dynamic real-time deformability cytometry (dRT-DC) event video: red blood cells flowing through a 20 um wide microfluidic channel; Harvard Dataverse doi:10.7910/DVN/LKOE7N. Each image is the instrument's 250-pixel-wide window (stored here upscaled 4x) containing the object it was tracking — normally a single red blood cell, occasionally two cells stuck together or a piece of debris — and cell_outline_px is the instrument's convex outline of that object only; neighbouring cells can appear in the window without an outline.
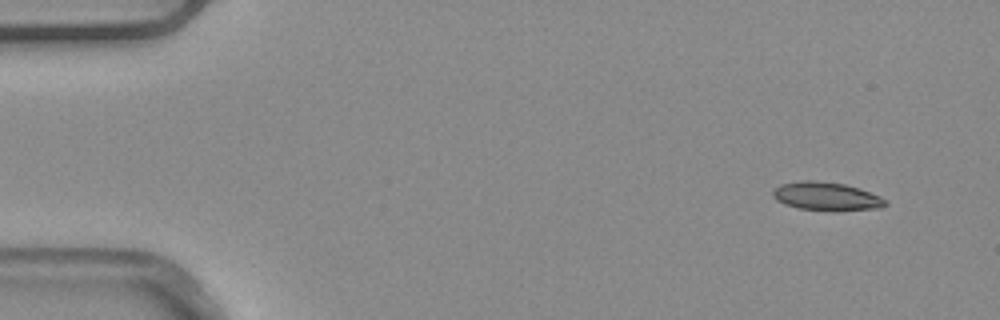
{"species": "common noctule bat (a hibernating species)", "species_latin": "Nyctalus noctula", "temperature_condition": "warm", "stored_images_in_passage": 4, "camera_frame_rate_fps": 3000, "um_per_image_px": 0.085, "animal": {"sex": "male", "body_mass_g": 20.4}, "frame": {"image": 1, "passage_image": 1, "time_ms": 0.0, "image_size_px": [1000, 320], "cell_outline_px": [[888, 204], [880, 208], [832, 212], [800, 208], [784, 204], [776, 200], [772, 196], [772, 192], [780, 184], [800, 180], [816, 180], [844, 184], [860, 188], [880, 196]], "centroid_in_image_um": [70.24, 16.7], "position_along_channel_um": 14.8, "area_um2": 18.9}}
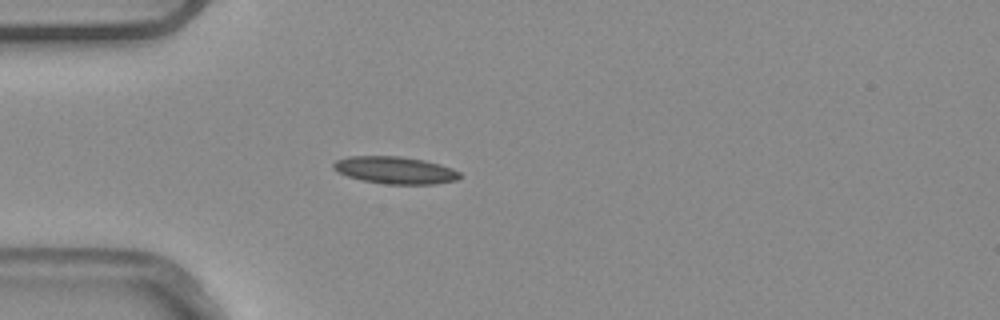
{"frame": {"image": 2, "passage_image": 4, "time_ms": 1.0, "image_size_px": [1000, 320], "cell_outline_px": [[460, 176], [456, 180], [436, 184], [384, 184], [364, 180], [348, 176], [336, 172], [332, 168], [332, 164], [336, 160], [348, 156], [400, 156], [424, 160], [440, 164], [452, 168], [460, 172]], "centroid_in_image_um": [33.56, 14.46], "position_along_channel_um": 51.4, "area_um2": 20.11}}